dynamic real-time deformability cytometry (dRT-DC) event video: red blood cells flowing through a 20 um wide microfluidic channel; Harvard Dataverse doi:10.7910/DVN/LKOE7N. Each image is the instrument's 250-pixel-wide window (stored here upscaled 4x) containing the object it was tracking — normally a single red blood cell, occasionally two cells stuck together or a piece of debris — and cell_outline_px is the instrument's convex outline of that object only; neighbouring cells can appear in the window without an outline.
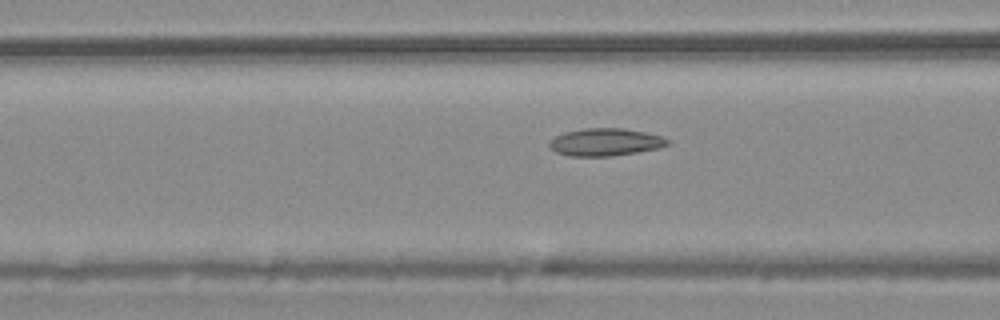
{"species": "common noctule bat (a hibernating species)", "species_latin": "Nyctalus noctula", "temperature_condition": "warm", "stored_images_in_passage": 32, "camera_frame_rate_fps": 3000, "um_per_image_px": 0.085, "animal": {"sex": "male", "body_mass_g": 20.4}, "frame": {"image": 1, "passage_image": 10, "time_ms": 3.0, "image_size_px": [1000, 320], "cell_outline_px": [[668, 144], [660, 148], [612, 156], [568, 156], [556, 152], [548, 144], [556, 136], [564, 132], [584, 128], [624, 128], [644, 132], [660, 136], [668, 140]], "centroid_in_image_um": [51.44, 12.08], "position_along_channel_um": 115.2, "area_um2": 18.79}}
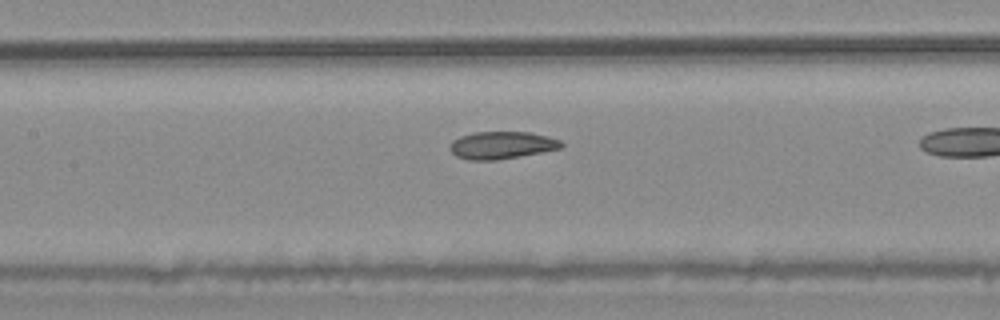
{"frame": {"image": 2, "passage_image": 14, "time_ms": 4.333, "image_size_px": [1000, 320], "cell_outline_px": [[564, 144], [560, 148], [520, 156], [496, 160], [468, 160], [456, 156], [448, 148], [452, 140], [460, 136], [472, 132], [528, 132], [548, 136], [560, 140]], "centroid_in_image_um": [42.6, 12.34], "position_along_channel_um": 164.8, "area_um2": 17.8}}